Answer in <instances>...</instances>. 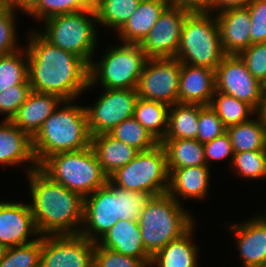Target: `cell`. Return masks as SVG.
<instances>
[{
    "instance_id": "60d3db41",
    "label": "cell",
    "mask_w": 266,
    "mask_h": 267,
    "mask_svg": "<svg viewBox=\"0 0 266 267\" xmlns=\"http://www.w3.org/2000/svg\"><path fill=\"white\" fill-rule=\"evenodd\" d=\"M239 56L254 78L264 85L266 83V42L253 43Z\"/></svg>"
},
{
    "instance_id": "f907efd6",
    "label": "cell",
    "mask_w": 266,
    "mask_h": 267,
    "mask_svg": "<svg viewBox=\"0 0 266 267\" xmlns=\"http://www.w3.org/2000/svg\"><path fill=\"white\" fill-rule=\"evenodd\" d=\"M8 247L5 244L0 243V261L4 258Z\"/></svg>"
},
{
    "instance_id": "8992f818",
    "label": "cell",
    "mask_w": 266,
    "mask_h": 267,
    "mask_svg": "<svg viewBox=\"0 0 266 267\" xmlns=\"http://www.w3.org/2000/svg\"><path fill=\"white\" fill-rule=\"evenodd\" d=\"M210 12L189 13L184 21L176 59L181 63L216 70L226 56L217 17Z\"/></svg>"
},
{
    "instance_id": "7bdbcfd3",
    "label": "cell",
    "mask_w": 266,
    "mask_h": 267,
    "mask_svg": "<svg viewBox=\"0 0 266 267\" xmlns=\"http://www.w3.org/2000/svg\"><path fill=\"white\" fill-rule=\"evenodd\" d=\"M32 92L30 84L14 85L0 92V113H5V120H11L19 107L27 100Z\"/></svg>"
},
{
    "instance_id": "7402d4cb",
    "label": "cell",
    "mask_w": 266,
    "mask_h": 267,
    "mask_svg": "<svg viewBox=\"0 0 266 267\" xmlns=\"http://www.w3.org/2000/svg\"><path fill=\"white\" fill-rule=\"evenodd\" d=\"M0 125V164L17 165L31 162L33 169L39 168L32 147V138L10 120Z\"/></svg>"
},
{
    "instance_id": "d6986e66",
    "label": "cell",
    "mask_w": 266,
    "mask_h": 267,
    "mask_svg": "<svg viewBox=\"0 0 266 267\" xmlns=\"http://www.w3.org/2000/svg\"><path fill=\"white\" fill-rule=\"evenodd\" d=\"M215 90V70L181 63L179 103L209 106Z\"/></svg>"
},
{
    "instance_id": "9c48e42d",
    "label": "cell",
    "mask_w": 266,
    "mask_h": 267,
    "mask_svg": "<svg viewBox=\"0 0 266 267\" xmlns=\"http://www.w3.org/2000/svg\"><path fill=\"white\" fill-rule=\"evenodd\" d=\"M140 44L123 43L110 48L101 62L89 65V86L97 80L106 89H137L139 77L147 61Z\"/></svg>"
},
{
    "instance_id": "9a60e30c",
    "label": "cell",
    "mask_w": 266,
    "mask_h": 267,
    "mask_svg": "<svg viewBox=\"0 0 266 267\" xmlns=\"http://www.w3.org/2000/svg\"><path fill=\"white\" fill-rule=\"evenodd\" d=\"M187 10L168 6L140 46L150 58H176Z\"/></svg>"
},
{
    "instance_id": "e575fe53",
    "label": "cell",
    "mask_w": 266,
    "mask_h": 267,
    "mask_svg": "<svg viewBox=\"0 0 266 267\" xmlns=\"http://www.w3.org/2000/svg\"><path fill=\"white\" fill-rule=\"evenodd\" d=\"M96 0H36L26 12L38 19L94 9Z\"/></svg>"
},
{
    "instance_id": "bcb514c9",
    "label": "cell",
    "mask_w": 266,
    "mask_h": 267,
    "mask_svg": "<svg viewBox=\"0 0 266 267\" xmlns=\"http://www.w3.org/2000/svg\"><path fill=\"white\" fill-rule=\"evenodd\" d=\"M171 7L181 8L190 13L209 12V0H167Z\"/></svg>"
},
{
    "instance_id": "4316f807",
    "label": "cell",
    "mask_w": 266,
    "mask_h": 267,
    "mask_svg": "<svg viewBox=\"0 0 266 267\" xmlns=\"http://www.w3.org/2000/svg\"><path fill=\"white\" fill-rule=\"evenodd\" d=\"M204 105L176 103L169 107L168 127L163 140L196 139L198 119ZM173 108V109H172Z\"/></svg>"
},
{
    "instance_id": "ac0fdd59",
    "label": "cell",
    "mask_w": 266,
    "mask_h": 267,
    "mask_svg": "<svg viewBox=\"0 0 266 267\" xmlns=\"http://www.w3.org/2000/svg\"><path fill=\"white\" fill-rule=\"evenodd\" d=\"M238 251L244 267H263L266 264V214L232 225Z\"/></svg>"
},
{
    "instance_id": "3957f363",
    "label": "cell",
    "mask_w": 266,
    "mask_h": 267,
    "mask_svg": "<svg viewBox=\"0 0 266 267\" xmlns=\"http://www.w3.org/2000/svg\"><path fill=\"white\" fill-rule=\"evenodd\" d=\"M69 102L66 100L63 108H56L32 138L38 166L53 154L82 150L91 145L85 107Z\"/></svg>"
},
{
    "instance_id": "f546056e",
    "label": "cell",
    "mask_w": 266,
    "mask_h": 267,
    "mask_svg": "<svg viewBox=\"0 0 266 267\" xmlns=\"http://www.w3.org/2000/svg\"><path fill=\"white\" fill-rule=\"evenodd\" d=\"M234 153L266 149V125L260 116L227 127Z\"/></svg>"
},
{
    "instance_id": "ee69618b",
    "label": "cell",
    "mask_w": 266,
    "mask_h": 267,
    "mask_svg": "<svg viewBox=\"0 0 266 267\" xmlns=\"http://www.w3.org/2000/svg\"><path fill=\"white\" fill-rule=\"evenodd\" d=\"M247 7L251 21V45L266 42V0H252Z\"/></svg>"
},
{
    "instance_id": "30bf717a",
    "label": "cell",
    "mask_w": 266,
    "mask_h": 267,
    "mask_svg": "<svg viewBox=\"0 0 266 267\" xmlns=\"http://www.w3.org/2000/svg\"><path fill=\"white\" fill-rule=\"evenodd\" d=\"M180 73L181 62L176 58L147 59L136 89L139 98L169 106L178 103Z\"/></svg>"
},
{
    "instance_id": "7c38bea8",
    "label": "cell",
    "mask_w": 266,
    "mask_h": 267,
    "mask_svg": "<svg viewBox=\"0 0 266 267\" xmlns=\"http://www.w3.org/2000/svg\"><path fill=\"white\" fill-rule=\"evenodd\" d=\"M216 91L249 104L257 113L264 86L248 71L239 55H226L215 70Z\"/></svg>"
},
{
    "instance_id": "d4e9b609",
    "label": "cell",
    "mask_w": 266,
    "mask_h": 267,
    "mask_svg": "<svg viewBox=\"0 0 266 267\" xmlns=\"http://www.w3.org/2000/svg\"><path fill=\"white\" fill-rule=\"evenodd\" d=\"M91 147L103 172L108 177L118 168L127 165L139 152L134 147L115 139L109 133L91 136Z\"/></svg>"
},
{
    "instance_id": "7a4b0ae2",
    "label": "cell",
    "mask_w": 266,
    "mask_h": 267,
    "mask_svg": "<svg viewBox=\"0 0 266 267\" xmlns=\"http://www.w3.org/2000/svg\"><path fill=\"white\" fill-rule=\"evenodd\" d=\"M27 170L32 195L29 206L39 236L79 234L84 198L52 181L39 168Z\"/></svg>"
},
{
    "instance_id": "c3c4849f",
    "label": "cell",
    "mask_w": 266,
    "mask_h": 267,
    "mask_svg": "<svg viewBox=\"0 0 266 267\" xmlns=\"http://www.w3.org/2000/svg\"><path fill=\"white\" fill-rule=\"evenodd\" d=\"M36 0H0V6L9 9H21L25 13L32 7Z\"/></svg>"
},
{
    "instance_id": "603a6c76",
    "label": "cell",
    "mask_w": 266,
    "mask_h": 267,
    "mask_svg": "<svg viewBox=\"0 0 266 267\" xmlns=\"http://www.w3.org/2000/svg\"><path fill=\"white\" fill-rule=\"evenodd\" d=\"M168 6L167 0H141L132 16L118 31L123 43L140 44Z\"/></svg>"
},
{
    "instance_id": "277c9868",
    "label": "cell",
    "mask_w": 266,
    "mask_h": 267,
    "mask_svg": "<svg viewBox=\"0 0 266 267\" xmlns=\"http://www.w3.org/2000/svg\"><path fill=\"white\" fill-rule=\"evenodd\" d=\"M182 208L167 192L153 196L141 211L138 223L142 242L151 258L194 227L193 217Z\"/></svg>"
},
{
    "instance_id": "52a82bcc",
    "label": "cell",
    "mask_w": 266,
    "mask_h": 267,
    "mask_svg": "<svg viewBox=\"0 0 266 267\" xmlns=\"http://www.w3.org/2000/svg\"><path fill=\"white\" fill-rule=\"evenodd\" d=\"M88 14L92 16L90 19ZM92 20L96 22L94 9L56 15L43 20L46 30L40 34L51 44L74 53L90 65L97 44L95 24Z\"/></svg>"
},
{
    "instance_id": "836d02e7",
    "label": "cell",
    "mask_w": 266,
    "mask_h": 267,
    "mask_svg": "<svg viewBox=\"0 0 266 267\" xmlns=\"http://www.w3.org/2000/svg\"><path fill=\"white\" fill-rule=\"evenodd\" d=\"M21 55H23L22 50H18L0 57V92L14 85L30 84L28 80L27 51L23 55L24 58Z\"/></svg>"
},
{
    "instance_id": "d6a6232c",
    "label": "cell",
    "mask_w": 266,
    "mask_h": 267,
    "mask_svg": "<svg viewBox=\"0 0 266 267\" xmlns=\"http://www.w3.org/2000/svg\"><path fill=\"white\" fill-rule=\"evenodd\" d=\"M109 134L139 152L150 150L159 144L134 117L122 121Z\"/></svg>"
},
{
    "instance_id": "83f0119b",
    "label": "cell",
    "mask_w": 266,
    "mask_h": 267,
    "mask_svg": "<svg viewBox=\"0 0 266 267\" xmlns=\"http://www.w3.org/2000/svg\"><path fill=\"white\" fill-rule=\"evenodd\" d=\"M166 153L169 174L178 168L207 165L204 145L197 139H174L160 142Z\"/></svg>"
},
{
    "instance_id": "6da1fadb",
    "label": "cell",
    "mask_w": 266,
    "mask_h": 267,
    "mask_svg": "<svg viewBox=\"0 0 266 267\" xmlns=\"http://www.w3.org/2000/svg\"><path fill=\"white\" fill-rule=\"evenodd\" d=\"M30 34L26 51L32 91L71 101L89 88V64L84 59L51 44L40 32Z\"/></svg>"
},
{
    "instance_id": "f35d334b",
    "label": "cell",
    "mask_w": 266,
    "mask_h": 267,
    "mask_svg": "<svg viewBox=\"0 0 266 267\" xmlns=\"http://www.w3.org/2000/svg\"><path fill=\"white\" fill-rule=\"evenodd\" d=\"M225 132H227V127L217 116V113L210 108V106H204L200 110L199 114L198 133L196 139L204 144L214 140L216 137L221 136Z\"/></svg>"
},
{
    "instance_id": "ab89813d",
    "label": "cell",
    "mask_w": 266,
    "mask_h": 267,
    "mask_svg": "<svg viewBox=\"0 0 266 267\" xmlns=\"http://www.w3.org/2000/svg\"><path fill=\"white\" fill-rule=\"evenodd\" d=\"M149 267L143 260L123 255L95 243L93 267Z\"/></svg>"
},
{
    "instance_id": "ffe728a7",
    "label": "cell",
    "mask_w": 266,
    "mask_h": 267,
    "mask_svg": "<svg viewBox=\"0 0 266 267\" xmlns=\"http://www.w3.org/2000/svg\"><path fill=\"white\" fill-rule=\"evenodd\" d=\"M61 103L64 100L58 95L32 91L10 121L33 138Z\"/></svg>"
},
{
    "instance_id": "cb8c5ba5",
    "label": "cell",
    "mask_w": 266,
    "mask_h": 267,
    "mask_svg": "<svg viewBox=\"0 0 266 267\" xmlns=\"http://www.w3.org/2000/svg\"><path fill=\"white\" fill-rule=\"evenodd\" d=\"M209 179L210 171L207 165L174 169L169 174L168 193L178 202L179 195L183 199H204L209 188Z\"/></svg>"
},
{
    "instance_id": "5b68a950",
    "label": "cell",
    "mask_w": 266,
    "mask_h": 267,
    "mask_svg": "<svg viewBox=\"0 0 266 267\" xmlns=\"http://www.w3.org/2000/svg\"><path fill=\"white\" fill-rule=\"evenodd\" d=\"M39 169L52 181L83 198L108 181L91 145L82 150L53 154L39 165Z\"/></svg>"
},
{
    "instance_id": "e0dca14e",
    "label": "cell",
    "mask_w": 266,
    "mask_h": 267,
    "mask_svg": "<svg viewBox=\"0 0 266 267\" xmlns=\"http://www.w3.org/2000/svg\"><path fill=\"white\" fill-rule=\"evenodd\" d=\"M215 17L226 55H239L251 46V21L247 6L224 9Z\"/></svg>"
},
{
    "instance_id": "f1b7e54d",
    "label": "cell",
    "mask_w": 266,
    "mask_h": 267,
    "mask_svg": "<svg viewBox=\"0 0 266 267\" xmlns=\"http://www.w3.org/2000/svg\"><path fill=\"white\" fill-rule=\"evenodd\" d=\"M169 105L138 98L133 117L160 143L167 132Z\"/></svg>"
},
{
    "instance_id": "ba28073f",
    "label": "cell",
    "mask_w": 266,
    "mask_h": 267,
    "mask_svg": "<svg viewBox=\"0 0 266 267\" xmlns=\"http://www.w3.org/2000/svg\"><path fill=\"white\" fill-rule=\"evenodd\" d=\"M108 179L129 191L148 192L154 196L167 193L169 172L164 148L159 143L150 150L138 152L133 160L118 168Z\"/></svg>"
},
{
    "instance_id": "74e56055",
    "label": "cell",
    "mask_w": 266,
    "mask_h": 267,
    "mask_svg": "<svg viewBox=\"0 0 266 267\" xmlns=\"http://www.w3.org/2000/svg\"><path fill=\"white\" fill-rule=\"evenodd\" d=\"M154 195L148 192L129 191L118 187L119 220L139 221L141 211L147 206Z\"/></svg>"
},
{
    "instance_id": "b9f144b4",
    "label": "cell",
    "mask_w": 266,
    "mask_h": 267,
    "mask_svg": "<svg viewBox=\"0 0 266 267\" xmlns=\"http://www.w3.org/2000/svg\"><path fill=\"white\" fill-rule=\"evenodd\" d=\"M15 10L0 6V57L18 51L16 47Z\"/></svg>"
},
{
    "instance_id": "7dc6e473",
    "label": "cell",
    "mask_w": 266,
    "mask_h": 267,
    "mask_svg": "<svg viewBox=\"0 0 266 267\" xmlns=\"http://www.w3.org/2000/svg\"><path fill=\"white\" fill-rule=\"evenodd\" d=\"M252 0H209V12L222 11L232 7L247 6ZM216 9V10H215Z\"/></svg>"
},
{
    "instance_id": "44dd1931",
    "label": "cell",
    "mask_w": 266,
    "mask_h": 267,
    "mask_svg": "<svg viewBox=\"0 0 266 267\" xmlns=\"http://www.w3.org/2000/svg\"><path fill=\"white\" fill-rule=\"evenodd\" d=\"M96 243L123 255L143 259L149 266L151 264V257L142 242L138 221L118 220Z\"/></svg>"
},
{
    "instance_id": "5bb4252c",
    "label": "cell",
    "mask_w": 266,
    "mask_h": 267,
    "mask_svg": "<svg viewBox=\"0 0 266 267\" xmlns=\"http://www.w3.org/2000/svg\"><path fill=\"white\" fill-rule=\"evenodd\" d=\"M118 220V186L108 179L104 186L84 197L82 225L86 228L82 226L79 234L96 243Z\"/></svg>"
},
{
    "instance_id": "681fc988",
    "label": "cell",
    "mask_w": 266,
    "mask_h": 267,
    "mask_svg": "<svg viewBox=\"0 0 266 267\" xmlns=\"http://www.w3.org/2000/svg\"><path fill=\"white\" fill-rule=\"evenodd\" d=\"M256 114L260 116L262 122L266 125V89L264 90L262 102Z\"/></svg>"
},
{
    "instance_id": "4fadbf2b",
    "label": "cell",
    "mask_w": 266,
    "mask_h": 267,
    "mask_svg": "<svg viewBox=\"0 0 266 267\" xmlns=\"http://www.w3.org/2000/svg\"><path fill=\"white\" fill-rule=\"evenodd\" d=\"M94 249L80 234L42 236L40 267H93Z\"/></svg>"
},
{
    "instance_id": "8fae6325",
    "label": "cell",
    "mask_w": 266,
    "mask_h": 267,
    "mask_svg": "<svg viewBox=\"0 0 266 267\" xmlns=\"http://www.w3.org/2000/svg\"><path fill=\"white\" fill-rule=\"evenodd\" d=\"M97 103L85 107L91 136L110 133L122 121L133 117L139 98L136 89H106Z\"/></svg>"
},
{
    "instance_id": "d590c367",
    "label": "cell",
    "mask_w": 266,
    "mask_h": 267,
    "mask_svg": "<svg viewBox=\"0 0 266 267\" xmlns=\"http://www.w3.org/2000/svg\"><path fill=\"white\" fill-rule=\"evenodd\" d=\"M41 251L42 236L25 245L8 247L0 267H40Z\"/></svg>"
},
{
    "instance_id": "8d00e7d4",
    "label": "cell",
    "mask_w": 266,
    "mask_h": 267,
    "mask_svg": "<svg viewBox=\"0 0 266 267\" xmlns=\"http://www.w3.org/2000/svg\"><path fill=\"white\" fill-rule=\"evenodd\" d=\"M231 165L243 178H266V149L234 153Z\"/></svg>"
},
{
    "instance_id": "1f68e13d",
    "label": "cell",
    "mask_w": 266,
    "mask_h": 267,
    "mask_svg": "<svg viewBox=\"0 0 266 267\" xmlns=\"http://www.w3.org/2000/svg\"><path fill=\"white\" fill-rule=\"evenodd\" d=\"M209 106L226 127L248 121L249 115L256 112L249 104L216 90Z\"/></svg>"
},
{
    "instance_id": "484cf974",
    "label": "cell",
    "mask_w": 266,
    "mask_h": 267,
    "mask_svg": "<svg viewBox=\"0 0 266 267\" xmlns=\"http://www.w3.org/2000/svg\"><path fill=\"white\" fill-rule=\"evenodd\" d=\"M193 227L182 237L169 242L151 258L150 267H197L198 248L192 244Z\"/></svg>"
},
{
    "instance_id": "f6af8a7d",
    "label": "cell",
    "mask_w": 266,
    "mask_h": 267,
    "mask_svg": "<svg viewBox=\"0 0 266 267\" xmlns=\"http://www.w3.org/2000/svg\"><path fill=\"white\" fill-rule=\"evenodd\" d=\"M204 145V154L206 159V164L212 160H219L231 156L233 159L234 152L232 148V143L230 136L227 132L221 136L216 137L214 140L206 142Z\"/></svg>"
},
{
    "instance_id": "4dcf8cb0",
    "label": "cell",
    "mask_w": 266,
    "mask_h": 267,
    "mask_svg": "<svg viewBox=\"0 0 266 267\" xmlns=\"http://www.w3.org/2000/svg\"><path fill=\"white\" fill-rule=\"evenodd\" d=\"M141 0H96V22L119 31L137 9Z\"/></svg>"
},
{
    "instance_id": "2e32d148",
    "label": "cell",
    "mask_w": 266,
    "mask_h": 267,
    "mask_svg": "<svg viewBox=\"0 0 266 267\" xmlns=\"http://www.w3.org/2000/svg\"><path fill=\"white\" fill-rule=\"evenodd\" d=\"M39 233L29 204L0 202V243L7 247L31 243L29 236Z\"/></svg>"
}]
</instances>
